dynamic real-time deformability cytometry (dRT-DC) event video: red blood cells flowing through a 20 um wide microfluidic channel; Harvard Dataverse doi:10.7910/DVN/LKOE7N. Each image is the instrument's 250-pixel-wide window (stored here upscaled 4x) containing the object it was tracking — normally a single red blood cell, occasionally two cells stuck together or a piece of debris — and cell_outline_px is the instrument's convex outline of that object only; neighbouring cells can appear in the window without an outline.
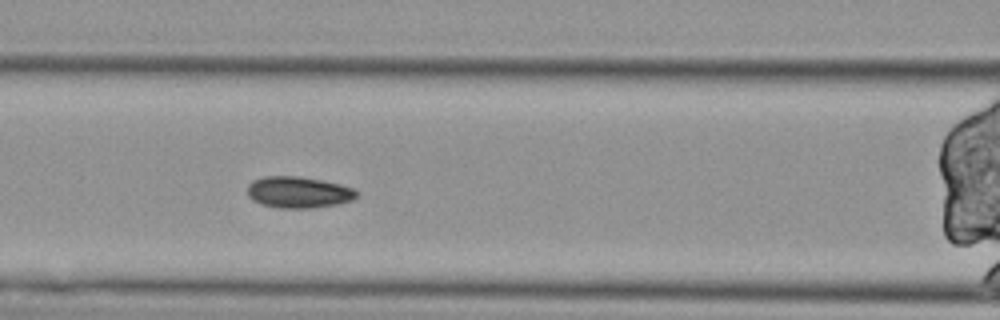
{"species": "Egyptian fruit bat (a non-hibernating species)", "species_latin": "Rousettus aegyptiacus", "temperature_condition": "cold", "stored_images_in_passage": 45, "camera_frame_rate_fps": 3000, "um_per_image_px": 0.085, "animal": {"sex": "female"}, "frame": {"image": 1, "passage_image": 11, "time_ms": 3.333, "image_size_px": [1000, 320], "cell_outline_px": [[360, 192], [352, 200], [340, 204], [312, 208], [280, 208], [260, 204], [252, 200], [248, 196], [248, 184], [252, 180], [264, 176], [300, 176], [324, 180], [340, 184], [352, 188]], "centroid_in_image_um": [25.37, 16.34], "position_along_channel_um": 141.2, "area_um2": 20.29}}
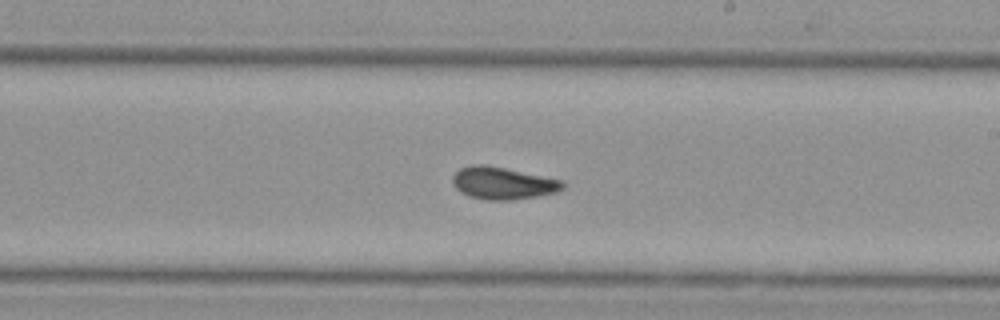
{"frame": {"image": 2, "passage_image": 20, "time_ms": 6.333, "image_size_px": [1000, 320], "cell_outline_px": [[568, 184], [564, 188], [556, 192], [536, 196], [512, 200], [484, 200], [468, 196], [460, 192], [452, 184], [452, 176], [460, 168], [472, 164], [484, 164], [564, 180]], "centroid_in_image_um": [42.74, 15.57], "position_along_channel_um": 246.3, "area_um2": 20.92}}
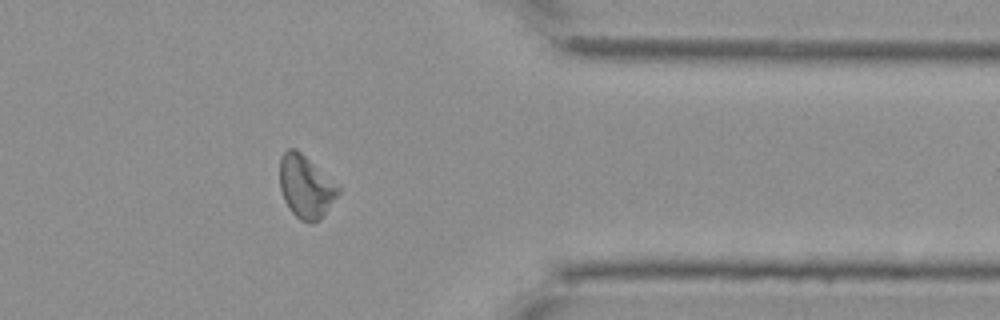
{"frame": {"image": 3, "passage_image": 33, "time_ms": 10.667, "image_size_px": [1000, 320], "cell_outline_px": [[340, 192], [320, 220], [312, 224], [300, 220], [288, 208], [284, 200], [280, 188], [280, 156], [288, 148], [296, 148], [340, 188]], "centroid_in_image_um": [25.96, 15.89], "position_along_channel_um": 385.4, "area_um2": 21.15}, "authors_computed_cell_mechanics": {"area_um2": 20.8658, "velocity_mm_per_s": 3.5217, "shape_relaxation_time_tau1_ms": null, "shape_relaxation_time_tau2_ms": 9.0327, "deformation_change_tau1": null, "deformation_change_tau2": 0.101}}